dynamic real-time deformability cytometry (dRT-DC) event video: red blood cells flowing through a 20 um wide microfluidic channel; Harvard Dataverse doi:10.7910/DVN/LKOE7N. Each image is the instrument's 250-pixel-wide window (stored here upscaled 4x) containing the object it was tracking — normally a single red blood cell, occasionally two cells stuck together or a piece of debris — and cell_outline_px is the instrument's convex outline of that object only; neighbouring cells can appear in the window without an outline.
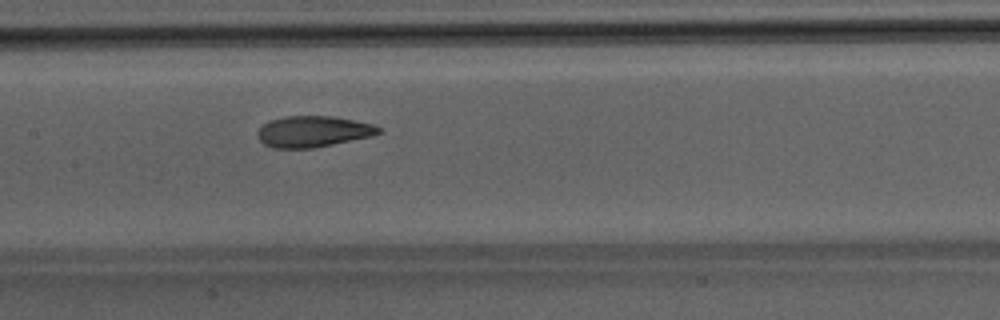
{"species": "Egyptian fruit bat (a non-hibernating species)", "species_latin": "Rousettus aegyptiacus", "temperature_condition": "room temperature", "stored_images_in_passage": 45, "camera_frame_rate_fps": 3000, "um_per_image_px": 0.085, "animal": {"sex": "male"}, "frame": {"image": 1, "passage_image": 22, "time_ms": 7.0, "image_size_px": [1000, 320], "cell_outline_px": [[384, 132], [372, 136], [312, 148], [272, 148], [264, 144], [260, 140], [256, 132], [268, 120], [284, 116], [332, 116], [372, 124], [380, 128]], "centroid_in_image_um": [26.59, 11.17], "position_along_channel_um": 180.8, "area_um2": 21.91}}
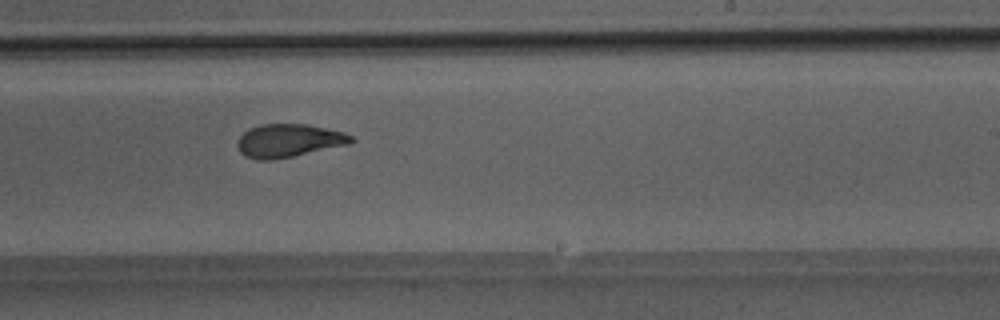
{"frame": {"image": 2, "passage_image": 28, "time_ms": 9.0, "image_size_px": [1000, 320], "cell_outline_px": [[356, 140], [348, 144], [292, 156], [272, 160], [256, 160], [244, 156], [240, 152], [236, 144], [240, 136], [244, 132], [260, 124], [308, 124], [344, 132], [352, 136]], "centroid_in_image_um": [24.52, 11.95], "position_along_channel_um": 264.5, "area_um2": 21.91}}
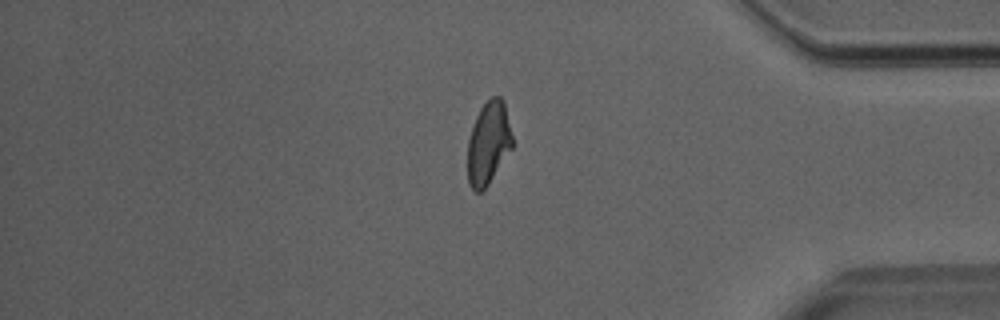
{"frame": {"image": 3, "passage_image": 39, "time_ms": 12.667, "image_size_px": [1000, 320], "cell_outline_px": [[512, 148], [488, 184], [480, 192], [476, 192], [468, 184], [468, 140], [476, 116], [480, 108], [492, 96], [500, 96], [504, 100], [512, 136]], "centroid_in_image_um": [41.51, 12.15], "position_along_channel_um": 393.7, "area_um2": 21.39}}